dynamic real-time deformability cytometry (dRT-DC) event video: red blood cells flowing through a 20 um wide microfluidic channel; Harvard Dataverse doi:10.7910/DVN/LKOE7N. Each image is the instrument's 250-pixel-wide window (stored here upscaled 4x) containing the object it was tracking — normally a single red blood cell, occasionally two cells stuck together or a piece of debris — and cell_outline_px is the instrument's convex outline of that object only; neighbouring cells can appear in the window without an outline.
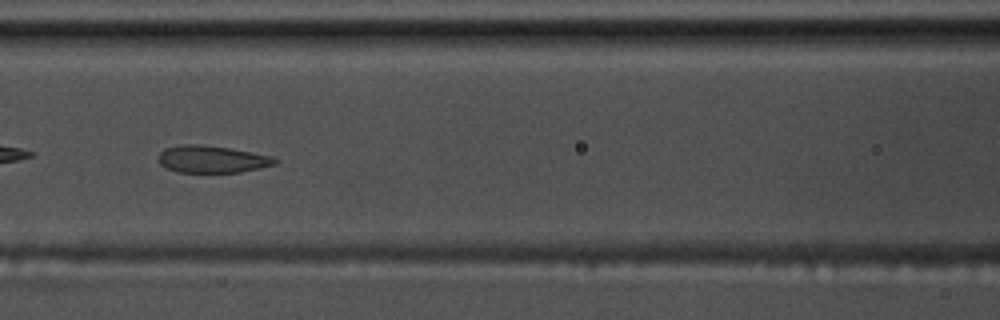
{"species": "common noctule bat (a hibernating species)", "species_latin": "Nyctalus noctula", "temperature_condition": "warm", "stored_images_in_passage": 9, "camera_frame_rate_fps": 3000, "um_per_image_px": 0.085, "animal": {"sex": "male", "body_mass_g": 17.5, "forearm_length_mm": 52.3}, "frame": {"image": 1, "passage_image": 7, "time_ms": 2.0, "image_size_px": [1000, 320], "cell_outline_px": [[276, 164], [260, 168], [240, 172], [176, 172], [160, 164], [160, 152], [164, 148], [180, 144], [204, 144], [252, 152], [272, 156], [276, 160]], "centroid_in_image_um": [18.01, 13.52], "position_along_channel_um": 148.6, "area_um2": 18.38}}
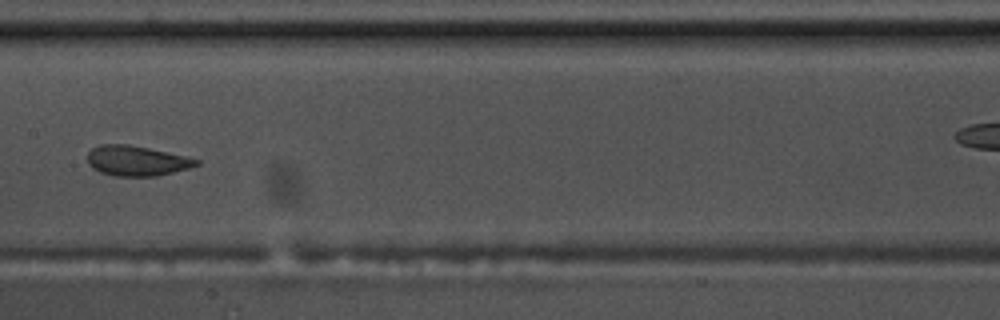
{"frame": {"image": 2, "passage_image": 8, "time_ms": 2.333, "image_size_px": [1000, 320], "cell_outline_px": [[200, 164], [188, 168], [156, 176], [116, 176], [100, 172], [92, 168], [88, 164], [88, 152], [92, 148], [100, 144], [128, 144], [148, 148], [184, 156], [200, 160]], "centroid_in_image_um": [11.58, 13.66], "position_along_channel_um": 195.8, "area_um2": 18.96}}